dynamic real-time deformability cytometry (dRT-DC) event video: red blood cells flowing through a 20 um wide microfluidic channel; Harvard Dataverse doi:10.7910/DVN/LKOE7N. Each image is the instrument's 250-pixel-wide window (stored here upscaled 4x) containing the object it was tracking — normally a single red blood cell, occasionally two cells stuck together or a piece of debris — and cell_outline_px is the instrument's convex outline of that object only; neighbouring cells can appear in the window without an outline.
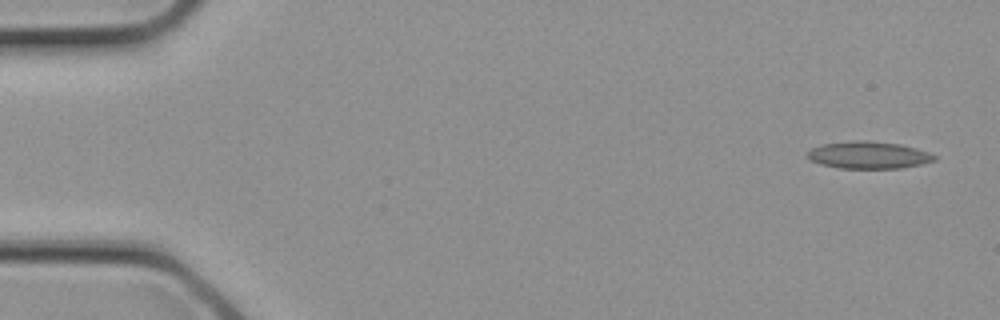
{"species": "common noctule bat (a hibernating species)", "species_latin": "Nyctalus noctula", "temperature_condition": "cold", "stored_images_in_passage": 3, "camera_frame_rate_fps": 3000, "um_per_image_px": 0.085, "animal": {"sex": "female", "body_mass_g": 21.9}, "frame": {"image": 1, "passage_image": 1, "time_ms": 0.0, "image_size_px": [1000, 320], "cell_outline_px": [[936, 160], [920, 164], [900, 168], [840, 168], [820, 164], [808, 160], [808, 152], [812, 148], [824, 144], [852, 140], [864, 140], [900, 144], [916, 148], [928, 152], [936, 156]], "centroid_in_image_um": [73.81, 13.18], "position_along_channel_um": 11.2, "area_um2": 20.0}}